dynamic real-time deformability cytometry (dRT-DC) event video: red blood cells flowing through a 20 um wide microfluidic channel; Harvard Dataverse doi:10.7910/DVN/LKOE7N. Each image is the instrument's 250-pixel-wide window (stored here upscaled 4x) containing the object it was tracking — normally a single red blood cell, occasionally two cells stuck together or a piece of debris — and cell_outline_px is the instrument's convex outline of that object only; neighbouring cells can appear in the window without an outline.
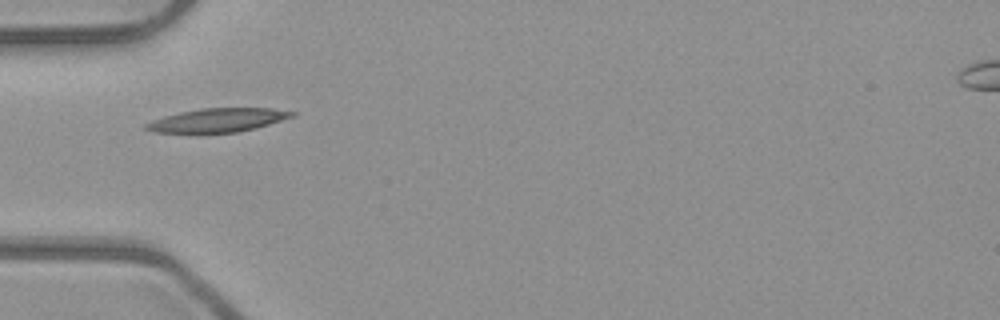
{"species": "common noctule bat (a hibernating species)", "species_latin": "Nyctalus noctula", "temperature_condition": "room temperature", "stored_images_in_passage": 31, "camera_frame_rate_fps": 3000, "um_per_image_px": 0.085, "animal": {"sex": "male", "body_mass_g": 23.1, "forearm_length_mm": 52.7}, "frame": {"image": 1, "passage_image": 1, "time_ms": 0.0, "image_size_px": [1000, 320], "cell_outline_px": [[296, 116], [256, 128], [236, 132], [152, 132], [144, 128], [144, 124], [152, 120], [164, 116], [180, 112], [200, 108], [272, 108], [296, 112]], "centroid_in_image_um": [18.53, 10.2], "position_along_channel_um": 66.5, "area_um2": 20.06}}
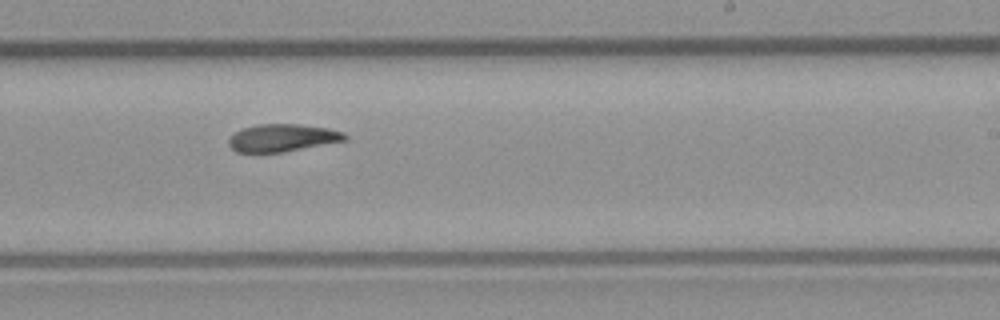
{"frame": {"image": 2, "passage_image": 16, "time_ms": 5.0, "image_size_px": [1000, 320], "cell_outline_px": [[348, 140], [284, 152], [236, 152], [228, 144], [228, 140], [240, 128], [260, 124], [296, 124], [328, 128], [344, 132], [348, 136]], "centroid_in_image_um": [24.03, 11.71], "position_along_channel_um": 265.0, "area_um2": 18.67}}
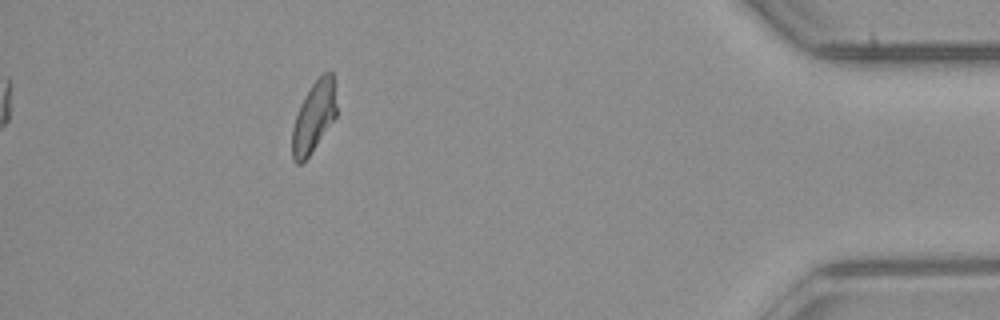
{"frame": {"image": 3, "passage_image": 31, "time_ms": 10.0, "image_size_px": [1000, 320], "cell_outline_px": [[336, 116], [308, 156], [300, 164], [296, 164], [292, 160], [292, 128], [300, 104], [304, 96], [312, 84], [324, 72], [332, 72], [336, 84]], "centroid_in_image_um": [26.68, 9.9], "position_along_channel_um": 408.5, "area_um2": 18.21}, "authors_computed_cell_mechanics": {"area_um2": 19.1896, "velocity_mm_per_s": 3.973, "shape_relaxation_time_tau1_ms": 9.1843, "shape_relaxation_time_tau2_ms": 6.6084, "deformation_change_tau1": 0.2133, "deformation_change_tau2": 0.1453}}